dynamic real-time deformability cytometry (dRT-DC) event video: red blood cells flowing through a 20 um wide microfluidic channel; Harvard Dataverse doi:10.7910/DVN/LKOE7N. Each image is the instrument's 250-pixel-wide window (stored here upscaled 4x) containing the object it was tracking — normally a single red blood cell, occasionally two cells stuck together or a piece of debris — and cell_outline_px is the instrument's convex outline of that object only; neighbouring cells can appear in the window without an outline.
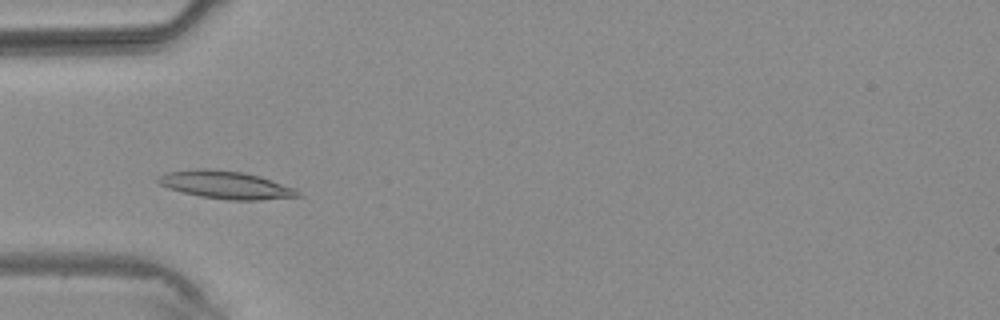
{"species": "common noctule bat (a hibernating species)", "species_latin": "Nyctalus noctula", "temperature_condition": "warm", "stored_images_in_passage": 4, "camera_frame_rate_fps": 3000, "um_per_image_px": 0.085, "animal": {"sex": "male", "body_mass_g": 20.4}, "frame": {"image": 1, "passage_image": 3, "time_ms": 3.333, "image_size_px": [1000, 320], "cell_outline_px": [[304, 196], [260, 200], [228, 200], [200, 196], [168, 188], [160, 184], [156, 180], [164, 172], [196, 168], [208, 168], [244, 172], [260, 176], [292, 188], [300, 192]], "centroid_in_image_um": [19.17, 15.71], "position_along_channel_um": 65.8, "area_um2": 22.6}}